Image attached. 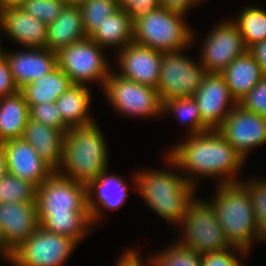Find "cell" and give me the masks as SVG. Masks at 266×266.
<instances>
[{"instance_id": "obj_1", "label": "cell", "mask_w": 266, "mask_h": 266, "mask_svg": "<svg viewBox=\"0 0 266 266\" xmlns=\"http://www.w3.org/2000/svg\"><path fill=\"white\" fill-rule=\"evenodd\" d=\"M39 224L78 243L92 224L87 209V187L56 171L36 191Z\"/></svg>"}, {"instance_id": "obj_2", "label": "cell", "mask_w": 266, "mask_h": 266, "mask_svg": "<svg viewBox=\"0 0 266 266\" xmlns=\"http://www.w3.org/2000/svg\"><path fill=\"white\" fill-rule=\"evenodd\" d=\"M172 150L168 159L175 167L208 177L224 175L221 184L239 182L233 176L245 159L217 130L191 135Z\"/></svg>"}, {"instance_id": "obj_3", "label": "cell", "mask_w": 266, "mask_h": 266, "mask_svg": "<svg viewBox=\"0 0 266 266\" xmlns=\"http://www.w3.org/2000/svg\"><path fill=\"white\" fill-rule=\"evenodd\" d=\"M106 151L102 132L95 122L69 128L64 135L61 168L56 172L87 186L106 170Z\"/></svg>"}, {"instance_id": "obj_4", "label": "cell", "mask_w": 266, "mask_h": 266, "mask_svg": "<svg viewBox=\"0 0 266 266\" xmlns=\"http://www.w3.org/2000/svg\"><path fill=\"white\" fill-rule=\"evenodd\" d=\"M214 200L211 204L230 246L249 251L253 238L258 239V225L247 188L240 182L220 184Z\"/></svg>"}, {"instance_id": "obj_5", "label": "cell", "mask_w": 266, "mask_h": 266, "mask_svg": "<svg viewBox=\"0 0 266 266\" xmlns=\"http://www.w3.org/2000/svg\"><path fill=\"white\" fill-rule=\"evenodd\" d=\"M135 177L139 192L157 214L166 221L181 222L193 200L196 181L156 170L142 172Z\"/></svg>"}, {"instance_id": "obj_6", "label": "cell", "mask_w": 266, "mask_h": 266, "mask_svg": "<svg viewBox=\"0 0 266 266\" xmlns=\"http://www.w3.org/2000/svg\"><path fill=\"white\" fill-rule=\"evenodd\" d=\"M184 13L158 6L133 21V42L163 53L182 50L190 44L193 36L182 22Z\"/></svg>"}, {"instance_id": "obj_7", "label": "cell", "mask_w": 266, "mask_h": 266, "mask_svg": "<svg viewBox=\"0 0 266 266\" xmlns=\"http://www.w3.org/2000/svg\"><path fill=\"white\" fill-rule=\"evenodd\" d=\"M180 223L184 224V231H186L185 240L179 241L178 244L193 249L201 255L221 252L228 248L238 249L243 254L247 253L242 249L230 246L211 203L193 199Z\"/></svg>"}, {"instance_id": "obj_8", "label": "cell", "mask_w": 266, "mask_h": 266, "mask_svg": "<svg viewBox=\"0 0 266 266\" xmlns=\"http://www.w3.org/2000/svg\"><path fill=\"white\" fill-rule=\"evenodd\" d=\"M206 74L204 67L197 65L181 54V50L164 52L161 59L160 78L156 90L161 103L193 96Z\"/></svg>"}, {"instance_id": "obj_9", "label": "cell", "mask_w": 266, "mask_h": 266, "mask_svg": "<svg viewBox=\"0 0 266 266\" xmlns=\"http://www.w3.org/2000/svg\"><path fill=\"white\" fill-rule=\"evenodd\" d=\"M100 47L89 37L63 47L57 52L58 67L72 84L85 85L86 81L97 80L104 87L110 72Z\"/></svg>"}, {"instance_id": "obj_10", "label": "cell", "mask_w": 266, "mask_h": 266, "mask_svg": "<svg viewBox=\"0 0 266 266\" xmlns=\"http://www.w3.org/2000/svg\"><path fill=\"white\" fill-rule=\"evenodd\" d=\"M103 89L110 103L122 113L146 117L162 113L158 91L152 86L110 73Z\"/></svg>"}, {"instance_id": "obj_11", "label": "cell", "mask_w": 266, "mask_h": 266, "mask_svg": "<svg viewBox=\"0 0 266 266\" xmlns=\"http://www.w3.org/2000/svg\"><path fill=\"white\" fill-rule=\"evenodd\" d=\"M76 244L70 237L54 234L39 226L13 252V260L20 266H63Z\"/></svg>"}, {"instance_id": "obj_12", "label": "cell", "mask_w": 266, "mask_h": 266, "mask_svg": "<svg viewBox=\"0 0 266 266\" xmlns=\"http://www.w3.org/2000/svg\"><path fill=\"white\" fill-rule=\"evenodd\" d=\"M202 52V66L206 73L220 74L246 51L242 35L234 21L222 22L207 37Z\"/></svg>"}, {"instance_id": "obj_13", "label": "cell", "mask_w": 266, "mask_h": 266, "mask_svg": "<svg viewBox=\"0 0 266 266\" xmlns=\"http://www.w3.org/2000/svg\"><path fill=\"white\" fill-rule=\"evenodd\" d=\"M217 131L245 159L250 148L266 142V118L237 103Z\"/></svg>"}, {"instance_id": "obj_14", "label": "cell", "mask_w": 266, "mask_h": 266, "mask_svg": "<svg viewBox=\"0 0 266 266\" xmlns=\"http://www.w3.org/2000/svg\"><path fill=\"white\" fill-rule=\"evenodd\" d=\"M193 97L200 110L202 123L209 130H217L237 104L224 77L218 73H206ZM230 101L233 105L227 110L225 108Z\"/></svg>"}, {"instance_id": "obj_15", "label": "cell", "mask_w": 266, "mask_h": 266, "mask_svg": "<svg viewBox=\"0 0 266 266\" xmlns=\"http://www.w3.org/2000/svg\"><path fill=\"white\" fill-rule=\"evenodd\" d=\"M40 226L36 202L0 204V231L6 246L14 252Z\"/></svg>"}, {"instance_id": "obj_16", "label": "cell", "mask_w": 266, "mask_h": 266, "mask_svg": "<svg viewBox=\"0 0 266 266\" xmlns=\"http://www.w3.org/2000/svg\"><path fill=\"white\" fill-rule=\"evenodd\" d=\"M121 77L139 84L157 87L163 52L132 42L120 50Z\"/></svg>"}, {"instance_id": "obj_17", "label": "cell", "mask_w": 266, "mask_h": 266, "mask_svg": "<svg viewBox=\"0 0 266 266\" xmlns=\"http://www.w3.org/2000/svg\"><path fill=\"white\" fill-rule=\"evenodd\" d=\"M2 144L6 151L9 174L38 188L55 172L23 138L11 139Z\"/></svg>"}, {"instance_id": "obj_18", "label": "cell", "mask_w": 266, "mask_h": 266, "mask_svg": "<svg viewBox=\"0 0 266 266\" xmlns=\"http://www.w3.org/2000/svg\"><path fill=\"white\" fill-rule=\"evenodd\" d=\"M0 28L26 48H46L48 26L21 7L0 11Z\"/></svg>"}, {"instance_id": "obj_19", "label": "cell", "mask_w": 266, "mask_h": 266, "mask_svg": "<svg viewBox=\"0 0 266 266\" xmlns=\"http://www.w3.org/2000/svg\"><path fill=\"white\" fill-rule=\"evenodd\" d=\"M30 51L3 54L10 66L15 84L20 89L53 71L57 66V53L47 48H31Z\"/></svg>"}, {"instance_id": "obj_20", "label": "cell", "mask_w": 266, "mask_h": 266, "mask_svg": "<svg viewBox=\"0 0 266 266\" xmlns=\"http://www.w3.org/2000/svg\"><path fill=\"white\" fill-rule=\"evenodd\" d=\"M65 133L29 119L22 138L27 141L54 171L60 168Z\"/></svg>"}, {"instance_id": "obj_21", "label": "cell", "mask_w": 266, "mask_h": 266, "mask_svg": "<svg viewBox=\"0 0 266 266\" xmlns=\"http://www.w3.org/2000/svg\"><path fill=\"white\" fill-rule=\"evenodd\" d=\"M86 38L80 7L66 5L57 19L48 25L46 48L57 53Z\"/></svg>"}, {"instance_id": "obj_22", "label": "cell", "mask_w": 266, "mask_h": 266, "mask_svg": "<svg viewBox=\"0 0 266 266\" xmlns=\"http://www.w3.org/2000/svg\"><path fill=\"white\" fill-rule=\"evenodd\" d=\"M220 74L224 77L230 93L237 103L265 76L249 51L238 56Z\"/></svg>"}, {"instance_id": "obj_23", "label": "cell", "mask_w": 266, "mask_h": 266, "mask_svg": "<svg viewBox=\"0 0 266 266\" xmlns=\"http://www.w3.org/2000/svg\"><path fill=\"white\" fill-rule=\"evenodd\" d=\"M104 170L95 180L91 181L87 187V209L92 222L100 216V204L108 209H118L125 202L128 188L123 180L114 175H107ZM92 190V191H91ZM96 190V191H95ZM93 191L96 193L98 202L93 198ZM97 203V204H96Z\"/></svg>"}, {"instance_id": "obj_24", "label": "cell", "mask_w": 266, "mask_h": 266, "mask_svg": "<svg viewBox=\"0 0 266 266\" xmlns=\"http://www.w3.org/2000/svg\"><path fill=\"white\" fill-rule=\"evenodd\" d=\"M0 99V143L22 138L30 119L29 106L23 94L18 91Z\"/></svg>"}, {"instance_id": "obj_25", "label": "cell", "mask_w": 266, "mask_h": 266, "mask_svg": "<svg viewBox=\"0 0 266 266\" xmlns=\"http://www.w3.org/2000/svg\"><path fill=\"white\" fill-rule=\"evenodd\" d=\"M68 75L58 66L48 74L20 88L28 105L56 102L70 86Z\"/></svg>"}, {"instance_id": "obj_26", "label": "cell", "mask_w": 266, "mask_h": 266, "mask_svg": "<svg viewBox=\"0 0 266 266\" xmlns=\"http://www.w3.org/2000/svg\"><path fill=\"white\" fill-rule=\"evenodd\" d=\"M55 103L64 124L68 128L84 126L94 122L88 114L90 90L85 85L72 84L57 98Z\"/></svg>"}, {"instance_id": "obj_27", "label": "cell", "mask_w": 266, "mask_h": 266, "mask_svg": "<svg viewBox=\"0 0 266 266\" xmlns=\"http://www.w3.org/2000/svg\"><path fill=\"white\" fill-rule=\"evenodd\" d=\"M89 38L101 47L122 45L121 49H123L133 42V21L129 12L119 8L113 14L108 15Z\"/></svg>"}, {"instance_id": "obj_28", "label": "cell", "mask_w": 266, "mask_h": 266, "mask_svg": "<svg viewBox=\"0 0 266 266\" xmlns=\"http://www.w3.org/2000/svg\"><path fill=\"white\" fill-rule=\"evenodd\" d=\"M235 23L247 49L266 39V11L263 9L246 8Z\"/></svg>"}, {"instance_id": "obj_29", "label": "cell", "mask_w": 266, "mask_h": 266, "mask_svg": "<svg viewBox=\"0 0 266 266\" xmlns=\"http://www.w3.org/2000/svg\"><path fill=\"white\" fill-rule=\"evenodd\" d=\"M37 187L9 173L0 178V204L36 202Z\"/></svg>"}, {"instance_id": "obj_30", "label": "cell", "mask_w": 266, "mask_h": 266, "mask_svg": "<svg viewBox=\"0 0 266 266\" xmlns=\"http://www.w3.org/2000/svg\"><path fill=\"white\" fill-rule=\"evenodd\" d=\"M171 111L177 114L182 122H190L191 134L196 135L209 129L202 123L200 110L193 96L175 98L162 103V112ZM189 120V121H188Z\"/></svg>"}, {"instance_id": "obj_31", "label": "cell", "mask_w": 266, "mask_h": 266, "mask_svg": "<svg viewBox=\"0 0 266 266\" xmlns=\"http://www.w3.org/2000/svg\"><path fill=\"white\" fill-rule=\"evenodd\" d=\"M83 26L89 37L108 15L119 9L118 0H85L80 6Z\"/></svg>"}, {"instance_id": "obj_32", "label": "cell", "mask_w": 266, "mask_h": 266, "mask_svg": "<svg viewBox=\"0 0 266 266\" xmlns=\"http://www.w3.org/2000/svg\"><path fill=\"white\" fill-rule=\"evenodd\" d=\"M151 259L153 266H201V254L179 244Z\"/></svg>"}, {"instance_id": "obj_33", "label": "cell", "mask_w": 266, "mask_h": 266, "mask_svg": "<svg viewBox=\"0 0 266 266\" xmlns=\"http://www.w3.org/2000/svg\"><path fill=\"white\" fill-rule=\"evenodd\" d=\"M65 6L62 0H26L20 7L48 26L57 19Z\"/></svg>"}, {"instance_id": "obj_34", "label": "cell", "mask_w": 266, "mask_h": 266, "mask_svg": "<svg viewBox=\"0 0 266 266\" xmlns=\"http://www.w3.org/2000/svg\"><path fill=\"white\" fill-rule=\"evenodd\" d=\"M29 106L30 119L66 133L69 129L63 122L55 102L39 103Z\"/></svg>"}, {"instance_id": "obj_35", "label": "cell", "mask_w": 266, "mask_h": 266, "mask_svg": "<svg viewBox=\"0 0 266 266\" xmlns=\"http://www.w3.org/2000/svg\"><path fill=\"white\" fill-rule=\"evenodd\" d=\"M238 104L244 109L266 118V75Z\"/></svg>"}, {"instance_id": "obj_36", "label": "cell", "mask_w": 266, "mask_h": 266, "mask_svg": "<svg viewBox=\"0 0 266 266\" xmlns=\"http://www.w3.org/2000/svg\"><path fill=\"white\" fill-rule=\"evenodd\" d=\"M243 185L249 191L251 205L253 207L254 216L259 226L266 220V181H253Z\"/></svg>"}, {"instance_id": "obj_37", "label": "cell", "mask_w": 266, "mask_h": 266, "mask_svg": "<svg viewBox=\"0 0 266 266\" xmlns=\"http://www.w3.org/2000/svg\"><path fill=\"white\" fill-rule=\"evenodd\" d=\"M119 8L129 12L132 21L160 6L159 0H118Z\"/></svg>"}, {"instance_id": "obj_38", "label": "cell", "mask_w": 266, "mask_h": 266, "mask_svg": "<svg viewBox=\"0 0 266 266\" xmlns=\"http://www.w3.org/2000/svg\"><path fill=\"white\" fill-rule=\"evenodd\" d=\"M239 258L227 250L201 255V266H242Z\"/></svg>"}, {"instance_id": "obj_39", "label": "cell", "mask_w": 266, "mask_h": 266, "mask_svg": "<svg viewBox=\"0 0 266 266\" xmlns=\"http://www.w3.org/2000/svg\"><path fill=\"white\" fill-rule=\"evenodd\" d=\"M20 91L15 84L9 63L3 55L0 57V98L10 96Z\"/></svg>"}, {"instance_id": "obj_40", "label": "cell", "mask_w": 266, "mask_h": 266, "mask_svg": "<svg viewBox=\"0 0 266 266\" xmlns=\"http://www.w3.org/2000/svg\"><path fill=\"white\" fill-rule=\"evenodd\" d=\"M248 51L255 58L266 75V39L251 46Z\"/></svg>"}, {"instance_id": "obj_41", "label": "cell", "mask_w": 266, "mask_h": 266, "mask_svg": "<svg viewBox=\"0 0 266 266\" xmlns=\"http://www.w3.org/2000/svg\"><path fill=\"white\" fill-rule=\"evenodd\" d=\"M160 6H164L168 9L178 10L186 12L188 7L194 3H198V0H159Z\"/></svg>"}, {"instance_id": "obj_42", "label": "cell", "mask_w": 266, "mask_h": 266, "mask_svg": "<svg viewBox=\"0 0 266 266\" xmlns=\"http://www.w3.org/2000/svg\"><path fill=\"white\" fill-rule=\"evenodd\" d=\"M121 260L118 261L117 266H145L142 263V259L139 257L138 254H135L134 251H127L123 257L120 258Z\"/></svg>"}, {"instance_id": "obj_43", "label": "cell", "mask_w": 266, "mask_h": 266, "mask_svg": "<svg viewBox=\"0 0 266 266\" xmlns=\"http://www.w3.org/2000/svg\"><path fill=\"white\" fill-rule=\"evenodd\" d=\"M8 173L6 151L2 143H0V178Z\"/></svg>"}, {"instance_id": "obj_44", "label": "cell", "mask_w": 266, "mask_h": 266, "mask_svg": "<svg viewBox=\"0 0 266 266\" xmlns=\"http://www.w3.org/2000/svg\"><path fill=\"white\" fill-rule=\"evenodd\" d=\"M26 0H0V11L12 7H20Z\"/></svg>"}, {"instance_id": "obj_45", "label": "cell", "mask_w": 266, "mask_h": 266, "mask_svg": "<svg viewBox=\"0 0 266 266\" xmlns=\"http://www.w3.org/2000/svg\"><path fill=\"white\" fill-rule=\"evenodd\" d=\"M0 250L7 256L6 259H13V252L6 246L3 236L0 231Z\"/></svg>"}, {"instance_id": "obj_46", "label": "cell", "mask_w": 266, "mask_h": 266, "mask_svg": "<svg viewBox=\"0 0 266 266\" xmlns=\"http://www.w3.org/2000/svg\"><path fill=\"white\" fill-rule=\"evenodd\" d=\"M266 240V220L258 226V240Z\"/></svg>"}, {"instance_id": "obj_47", "label": "cell", "mask_w": 266, "mask_h": 266, "mask_svg": "<svg viewBox=\"0 0 266 266\" xmlns=\"http://www.w3.org/2000/svg\"><path fill=\"white\" fill-rule=\"evenodd\" d=\"M65 5L80 6L85 0H62Z\"/></svg>"}, {"instance_id": "obj_48", "label": "cell", "mask_w": 266, "mask_h": 266, "mask_svg": "<svg viewBox=\"0 0 266 266\" xmlns=\"http://www.w3.org/2000/svg\"><path fill=\"white\" fill-rule=\"evenodd\" d=\"M10 262L14 263V266H20L17 262H15L13 259L9 260Z\"/></svg>"}, {"instance_id": "obj_49", "label": "cell", "mask_w": 266, "mask_h": 266, "mask_svg": "<svg viewBox=\"0 0 266 266\" xmlns=\"http://www.w3.org/2000/svg\"><path fill=\"white\" fill-rule=\"evenodd\" d=\"M0 43H1V42H0ZM3 54H4V53H3L2 49H1V44H0V57L3 56Z\"/></svg>"}]
</instances>
